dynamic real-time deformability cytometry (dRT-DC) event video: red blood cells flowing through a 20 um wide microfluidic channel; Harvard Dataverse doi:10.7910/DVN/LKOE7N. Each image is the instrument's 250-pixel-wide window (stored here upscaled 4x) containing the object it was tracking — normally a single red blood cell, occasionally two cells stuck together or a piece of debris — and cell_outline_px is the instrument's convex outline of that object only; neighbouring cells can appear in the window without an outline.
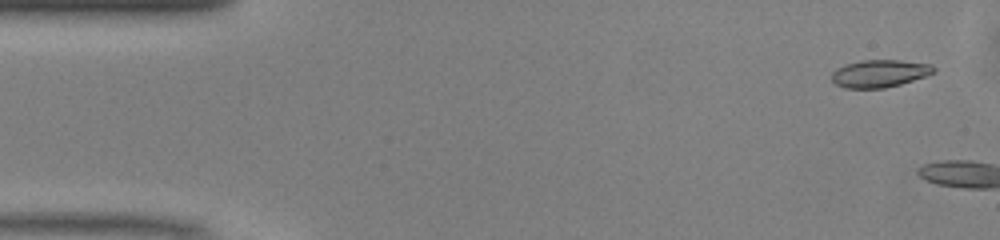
{"species": "common noctule bat (a hibernating species)", "species_latin": "Nyctalus noctula", "temperature_condition": "warm", "stored_images_in_passage": 4, "camera_frame_rate_fps": 3000, "um_per_image_px": 0.085, "animal": {"sex": "male", "body_mass_g": 13.0, "forearm_length_mm": 53.1}, "frame": {"image": 1, "passage_image": 2, "time_ms": 0.333, "image_size_px": [1000, 240], "cell_outline_px": [[936, 72], [900, 84], [884, 88], [844, 88], [836, 84], [832, 80], [832, 72], [836, 68], [844, 64], [860, 60], [900, 60], [932, 64], [936, 68]], "centroid_in_image_um": [74.75, 6.23], "position_along_channel_um": 10.2, "area_um2": 16.42}}